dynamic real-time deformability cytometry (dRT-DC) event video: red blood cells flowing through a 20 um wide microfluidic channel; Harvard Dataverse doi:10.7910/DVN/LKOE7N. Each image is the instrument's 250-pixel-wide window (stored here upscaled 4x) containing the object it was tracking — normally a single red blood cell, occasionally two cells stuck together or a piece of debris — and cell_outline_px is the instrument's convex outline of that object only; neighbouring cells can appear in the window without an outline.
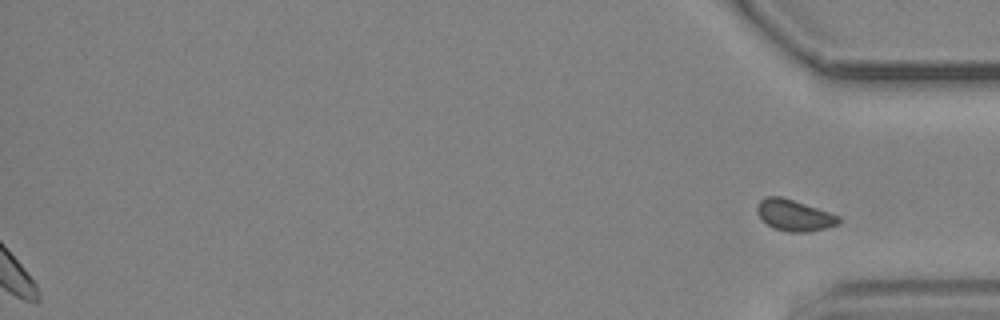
{"species": "common noctule bat (a hibernating species)", "species_latin": "Nyctalus noctula", "temperature_condition": "cold", "stored_images_in_passage": 47, "segment_of_instrument_passage": [2, 2], "camera_frame_rate_fps": 3000, "um_per_image_px": 0.085, "animal": {"sex": "male", "body_mass_g": 19.2, "forearm_length_mm": 51.8}, "frame": {"image": 1, "passage_image": 47, "time_ms": 15.333, "image_size_px": [1000, 320], "cell_outline_px": [[840, 220], [836, 224], [828, 228], [808, 232], [788, 232], [776, 228], [768, 224], [760, 216], [756, 208], [756, 204], [764, 196], [780, 196], [840, 216]], "centroid_in_image_um": [67.5, 18.3], "position_along_channel_um": 367.7, "area_um2": 14.57}}